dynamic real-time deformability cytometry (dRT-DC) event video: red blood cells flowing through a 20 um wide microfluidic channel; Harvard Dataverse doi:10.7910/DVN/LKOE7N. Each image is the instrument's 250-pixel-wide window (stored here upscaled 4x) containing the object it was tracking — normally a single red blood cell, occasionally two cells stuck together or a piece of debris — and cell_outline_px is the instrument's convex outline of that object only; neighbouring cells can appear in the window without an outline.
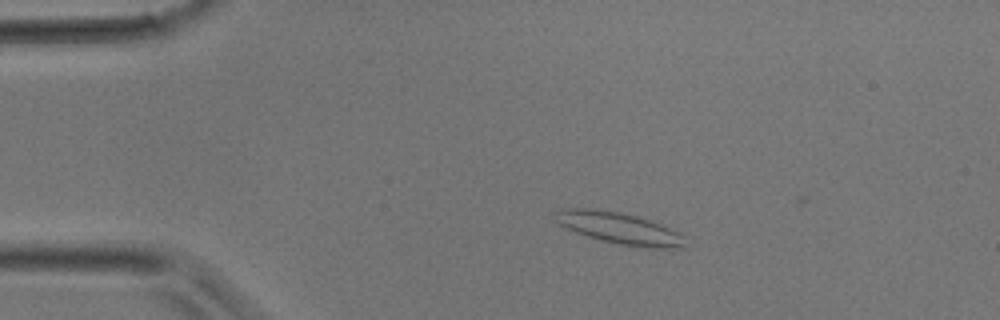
{"species": "common noctule bat (a hibernating species)", "species_latin": "Nyctalus noctula", "temperature_condition": "room temperature", "stored_images_in_passage": 34, "camera_frame_rate_fps": 3000, "um_per_image_px": 0.085, "animal": {"sex": "male", "body_mass_g": 17.9}, "frame": {"image": 1, "passage_image": 6, "time_ms": 1.667, "image_size_px": [1000, 320], "cell_outline_px": [[684, 248], [640, 248], [600, 240], [576, 232], [560, 224], [556, 220], [552, 212], [560, 208], [588, 208], [616, 212], [636, 216], [660, 224], [680, 232], [684, 236]], "centroid_in_image_um": [52.64, 19.4], "position_along_channel_um": 32.4, "area_um2": 23.81}}
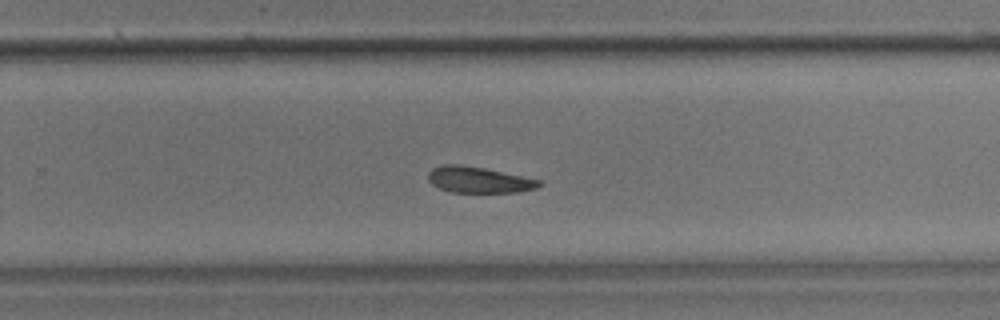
{"frame": {"image": 2, "passage_image": 22, "time_ms": 7.0, "image_size_px": [1000, 320], "cell_outline_px": [[544, 184], [536, 188], [520, 192], [452, 192], [440, 188], [432, 184], [428, 180], [428, 172], [432, 168], [444, 164], [456, 164], [484, 168], [540, 180]], "centroid_in_image_um": [40.69, 15.28], "position_along_channel_um": 289.1, "area_um2": 16.76}}
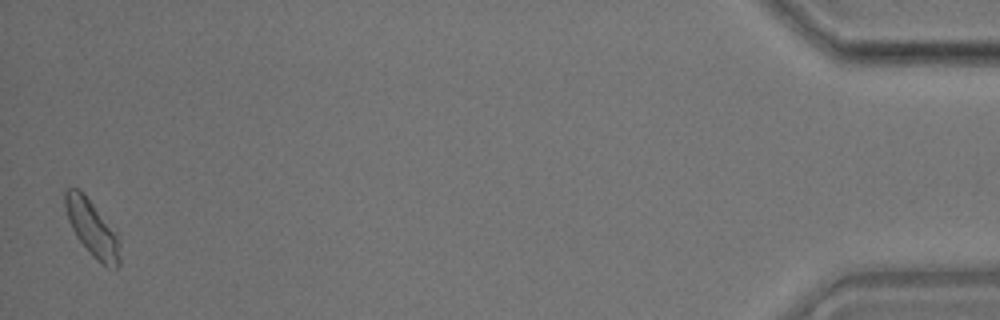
{"frame": {"image": 3, "passage_image": 34, "time_ms": 11.0, "image_size_px": [1000, 320], "cell_outline_px": [[120, 264], [116, 268], [104, 264], [96, 260], [92, 256], [76, 236], [68, 220], [64, 204], [64, 188], [76, 188], [92, 204], [120, 240]], "centroid_in_image_um": [7.8, 19.43], "position_along_channel_um": 427.4, "area_um2": 17.22}}